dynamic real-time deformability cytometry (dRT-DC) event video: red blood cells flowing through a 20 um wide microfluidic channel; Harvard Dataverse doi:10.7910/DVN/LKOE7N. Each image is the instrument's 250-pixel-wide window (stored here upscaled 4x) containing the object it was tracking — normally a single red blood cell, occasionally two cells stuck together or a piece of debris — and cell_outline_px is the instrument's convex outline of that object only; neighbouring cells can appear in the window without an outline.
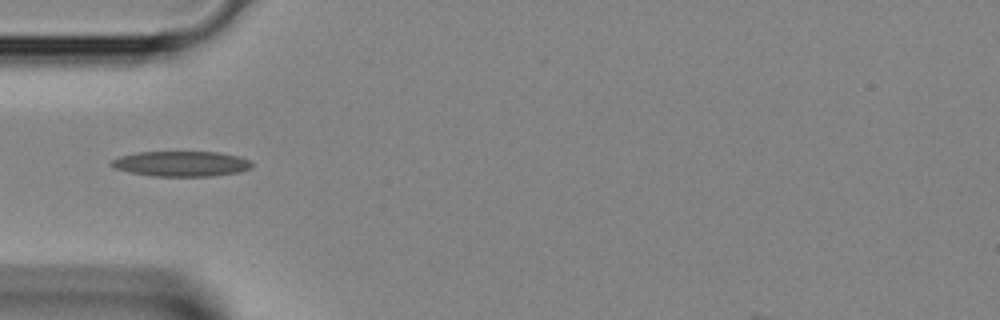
{"species": "Egyptian fruit bat (a non-hibernating species)", "species_latin": "Rousettus aegyptiacus", "temperature_condition": "room temperature", "stored_images_in_passage": 10, "camera_frame_rate_fps": 3000, "um_per_image_px": 0.085, "animal": {"sex": "female"}, "frame": {"image": 1, "passage_image": 1, "time_ms": 0.0, "image_size_px": [1000, 320], "cell_outline_px": [[252, 168], [240, 172], [212, 176], [152, 176], [128, 172], [112, 168], [108, 164], [112, 160], [120, 156], [140, 152], [216, 152], [240, 156], [248, 160], [252, 164]], "centroid_in_image_um": [15.38, 13.92], "position_along_channel_um": 69.6, "area_um2": 20.81}}
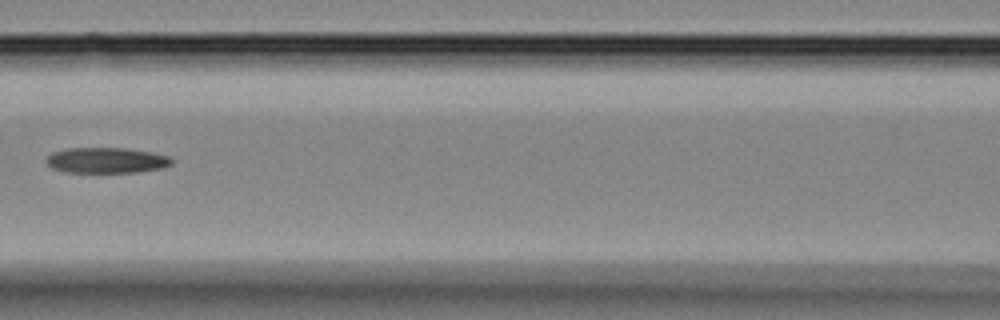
{"frame": {"image": 2, "passage_image": 6, "time_ms": 1.667, "image_size_px": [1000, 320], "cell_outline_px": [[172, 164], [160, 168], [136, 172], [64, 172], [52, 168], [44, 160], [52, 152], [68, 148], [124, 148], [152, 152], [168, 156], [172, 160]], "centroid_in_image_um": [9.01, 13.62], "position_along_channel_um": 157.6, "area_um2": 18.61}}
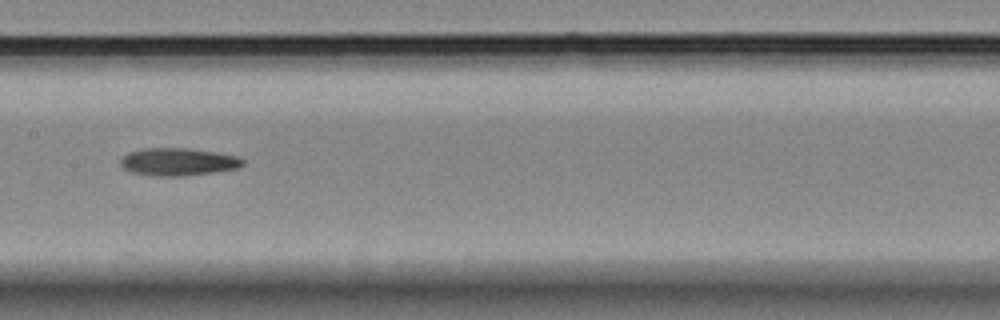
{"frame": {"image": 3, "passage_image": 8, "time_ms": 2.333, "image_size_px": [1000, 320], "cell_outline_px": [[244, 164], [240, 168], [212, 172], [180, 176], [152, 176], [132, 172], [124, 168], [120, 164], [120, 160], [128, 152], [144, 148], [188, 148], [216, 152], [236, 156], [244, 160]], "centroid_in_image_um": [15.14, 13.75], "position_along_channel_um": 192.3, "area_um2": 19.65}}